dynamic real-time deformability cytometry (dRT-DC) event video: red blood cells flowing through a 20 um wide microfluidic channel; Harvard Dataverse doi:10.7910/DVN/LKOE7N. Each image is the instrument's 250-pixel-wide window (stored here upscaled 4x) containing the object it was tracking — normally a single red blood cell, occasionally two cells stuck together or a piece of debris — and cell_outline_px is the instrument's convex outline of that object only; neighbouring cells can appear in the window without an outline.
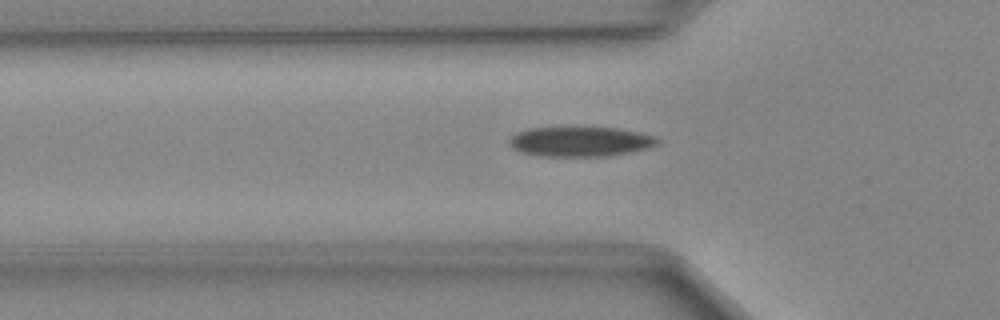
{"species": "Egyptian fruit bat (a non-hibernating species)", "species_latin": "Rousettus aegyptiacus", "temperature_condition": "cold", "stored_images_in_passage": 35, "camera_frame_rate_fps": 3000, "um_per_image_px": 0.085, "animal": {"sex": "female"}, "frame": {"image": 1, "passage_image": 2, "time_ms": 0.333, "image_size_px": [1000, 320], "cell_outline_px": [[660, 144], [648, 148], [608, 156], [540, 156], [520, 152], [512, 148], [508, 144], [508, 140], [516, 132], [528, 128], [616, 128], [640, 132], [656, 136], [660, 140]], "centroid_in_image_um": [49.32, 12.04], "position_along_channel_um": 76.5, "area_um2": 25.84}}
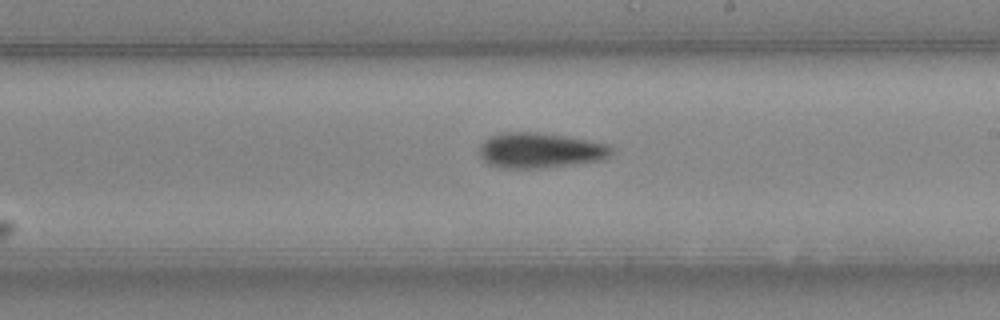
{"frame": {"image": 2, "passage_image": 14, "time_ms": 4.333, "image_size_px": [1000, 320], "cell_outline_px": [[616, 148], [604, 160], [540, 168], [500, 168], [488, 164], [480, 156], [480, 144], [484, 140], [492, 136], [504, 132], [536, 132], [564, 136], [588, 140], [608, 144]], "centroid_in_image_um": [45.92, 12.78], "position_along_channel_um": 243.1, "area_um2": 27.17}}
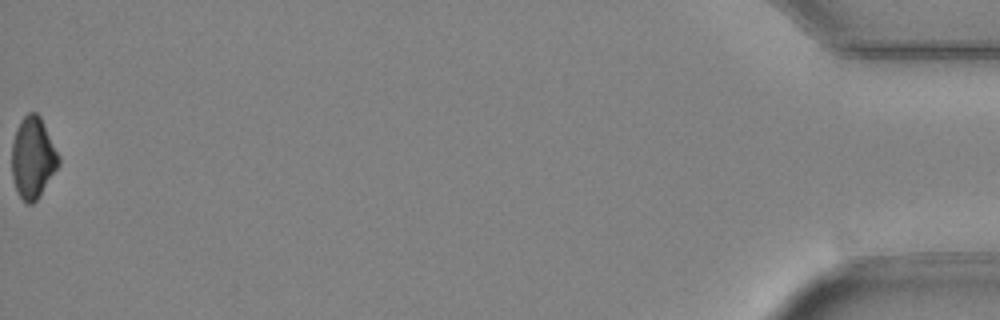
{"frame": {"image": 3, "passage_image": 35, "time_ms": 11.333, "image_size_px": [1000, 320], "cell_outline_px": [[60, 164], [36, 200], [32, 204], [28, 204], [16, 192], [12, 176], [12, 140], [16, 128], [20, 120], [28, 112], [36, 112], [40, 116], [60, 156]], "centroid_in_image_um": [2.78, 13.38], "position_along_channel_um": 432.4, "area_um2": 22.2}}